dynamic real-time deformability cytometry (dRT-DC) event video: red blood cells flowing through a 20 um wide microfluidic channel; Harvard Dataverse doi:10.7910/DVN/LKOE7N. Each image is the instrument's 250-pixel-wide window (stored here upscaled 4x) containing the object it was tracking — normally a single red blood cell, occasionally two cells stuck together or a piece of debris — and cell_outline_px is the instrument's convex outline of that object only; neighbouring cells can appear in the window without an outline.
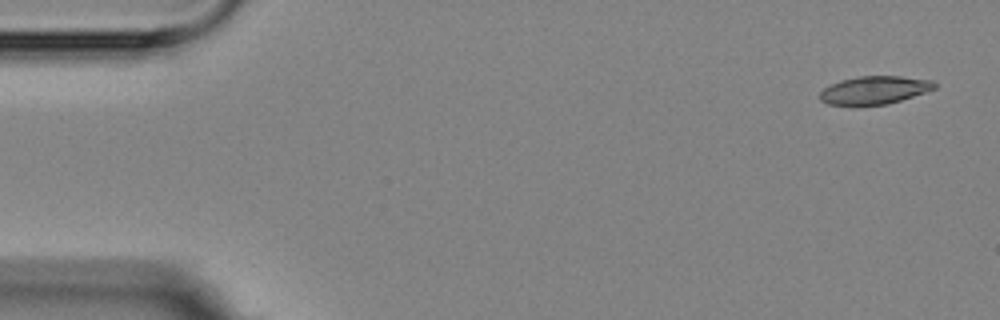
{"species": "Egyptian fruit bat (a non-hibernating species)", "species_latin": "Rousettus aegyptiacus", "temperature_condition": "room temperature", "stored_images_in_passage": 5, "camera_frame_rate_fps": 3000, "um_per_image_px": 0.085, "animal": {"sex": "female"}, "frame": {"image": 1, "passage_image": 1, "time_ms": 0.0, "image_size_px": [1000, 320], "cell_outline_px": [[936, 88], [888, 104], [856, 108], [852, 108], [828, 104], [820, 100], [820, 92], [824, 88], [840, 80], [860, 76], [900, 76], [932, 80], [936, 84]], "centroid_in_image_um": [74.26, 7.7], "position_along_channel_um": 10.7, "area_um2": 19.25}}
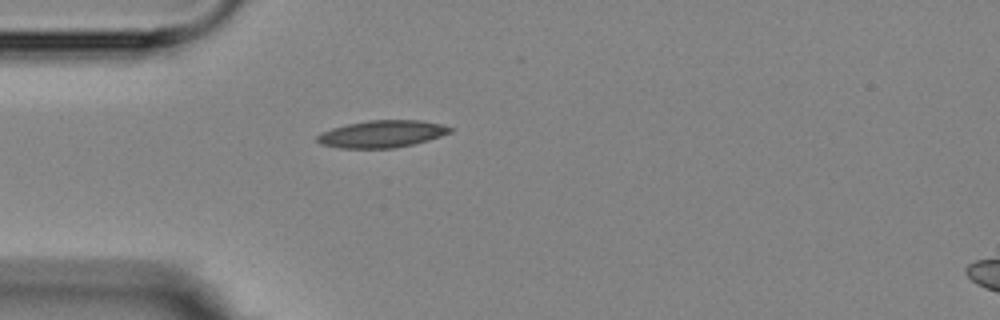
{"frame": {"image": 2, "passage_image": 5, "time_ms": 4.333, "image_size_px": [1000, 320], "cell_outline_px": [[452, 132], [428, 140], [396, 148], [340, 148], [320, 144], [316, 140], [316, 136], [320, 132], [332, 128], [348, 124], [368, 120], [420, 120], [440, 124], [452, 128]], "centroid_in_image_um": [32.43, 11.39], "position_along_channel_um": 52.6, "area_um2": 20.98}}